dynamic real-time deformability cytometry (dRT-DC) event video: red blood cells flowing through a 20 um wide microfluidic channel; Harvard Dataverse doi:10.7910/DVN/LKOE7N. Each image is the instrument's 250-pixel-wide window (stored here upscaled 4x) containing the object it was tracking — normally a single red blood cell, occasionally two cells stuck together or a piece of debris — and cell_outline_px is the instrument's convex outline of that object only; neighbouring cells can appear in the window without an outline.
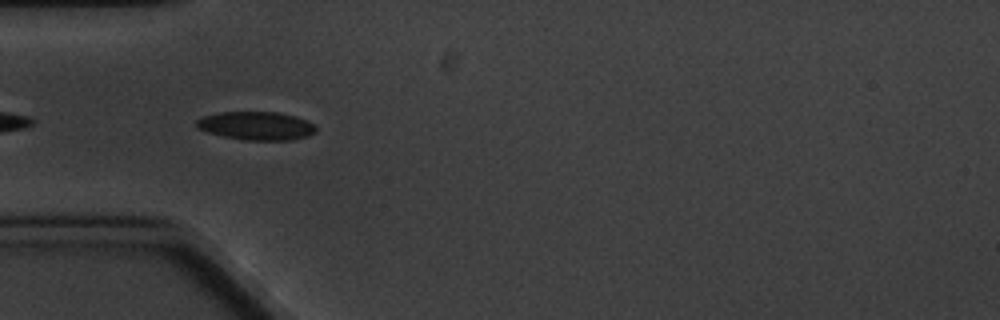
{"species": "common noctule bat (a hibernating species)", "species_latin": "Nyctalus noctula", "temperature_condition": "cold", "stored_images_in_passage": 3, "camera_frame_rate_fps": 3000, "um_per_image_px": 0.085, "animal": {"sex": "male", "body_mass_g": 20.1, "forearm_length_mm": 53.5}, "frame": {"image": 1, "passage_image": 3, "time_ms": 2.333, "image_size_px": [1000, 320], "cell_outline_px": [[316, 132], [308, 136], [288, 140], [244, 140], [224, 136], [208, 132], [196, 128], [196, 120], [204, 116], [220, 112], [276, 112], [296, 116], [312, 124], [316, 128]], "centroid_in_image_um": [21.77, 10.69], "position_along_channel_um": 63.2, "area_um2": 19.59}}